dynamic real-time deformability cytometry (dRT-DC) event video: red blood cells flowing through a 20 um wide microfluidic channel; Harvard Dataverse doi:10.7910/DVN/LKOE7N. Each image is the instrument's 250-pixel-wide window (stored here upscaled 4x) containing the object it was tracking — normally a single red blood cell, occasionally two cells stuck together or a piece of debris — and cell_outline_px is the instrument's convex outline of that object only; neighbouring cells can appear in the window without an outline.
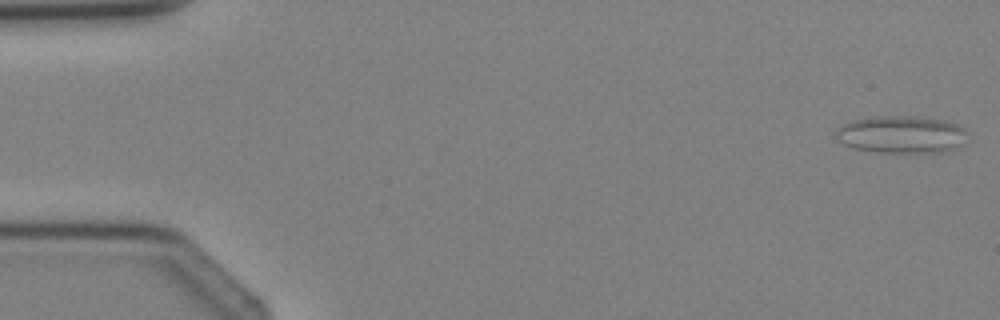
{"species": "Egyptian fruit bat (a non-hibernating species)", "species_latin": "Rousettus aegyptiacus", "temperature_condition": "cold", "stored_images_in_passage": 3, "camera_frame_rate_fps": 3000, "um_per_image_px": 0.085, "animal": {"sex": "female"}, "frame": {"image": 1, "passage_image": 1, "time_ms": 0.0, "image_size_px": [1000, 320], "cell_outline_px": [[972, 140], [960, 148], [944, 152], [876, 152], [856, 148], [844, 144], [836, 140], [836, 132], [840, 124], [852, 120], [872, 116], [912, 116], [948, 120], [964, 128], [968, 132]], "centroid_in_image_um": [76.72, 11.43], "position_along_channel_um": 8.3, "area_um2": 29.48}}